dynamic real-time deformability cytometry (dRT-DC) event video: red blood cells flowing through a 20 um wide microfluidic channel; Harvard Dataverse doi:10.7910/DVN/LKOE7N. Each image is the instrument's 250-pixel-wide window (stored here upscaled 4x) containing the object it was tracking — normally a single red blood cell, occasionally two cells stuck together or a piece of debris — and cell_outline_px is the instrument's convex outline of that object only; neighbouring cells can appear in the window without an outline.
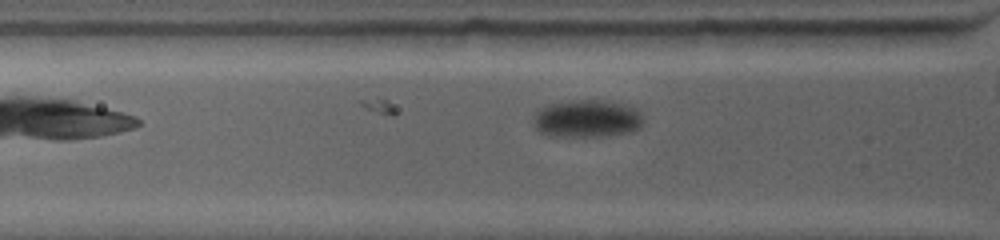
{"species": "common noctule bat (a hibernating species)", "species_latin": "Nyctalus noctula", "temperature_condition": "warm", "stored_images_in_passage": 15, "camera_frame_rate_fps": 4500, "um_per_image_px": 0.085, "animal": {"sex": "female", "body_mass_g": 19.0, "forearm_length_mm": 53.3}, "frame": {"image": 1, "passage_image": 7, "time_ms": 2.889, "image_size_px": [1000, 240], "cell_outline_px": [[644, 120], [640, 128], [632, 132], [608, 136], [548, 136], [540, 132], [536, 128], [532, 120], [536, 112], [540, 108], [548, 104], [572, 100], [600, 100], [620, 104], [632, 108], [640, 112]], "centroid_in_image_um": [49.88, 10.1], "position_along_channel_um": 75.9, "area_um2": 24.16}}
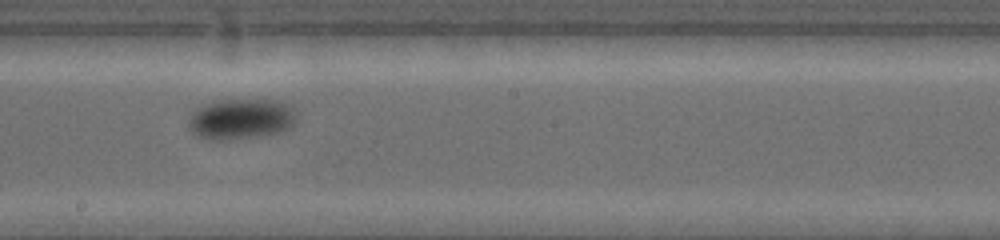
{"frame": {"image": 2, "passage_image": 13, "time_ms": 7.333, "image_size_px": [1000, 240], "cell_outline_px": [[296, 120], [292, 128], [280, 132], [256, 136], [224, 140], [208, 140], [196, 136], [188, 128], [188, 120], [192, 112], [196, 108], [212, 100], [256, 96], [280, 100], [292, 104], [296, 116]], "centroid_in_image_um": [20.5, 10.04], "position_along_channel_um": 227.7, "area_um2": 27.05}}
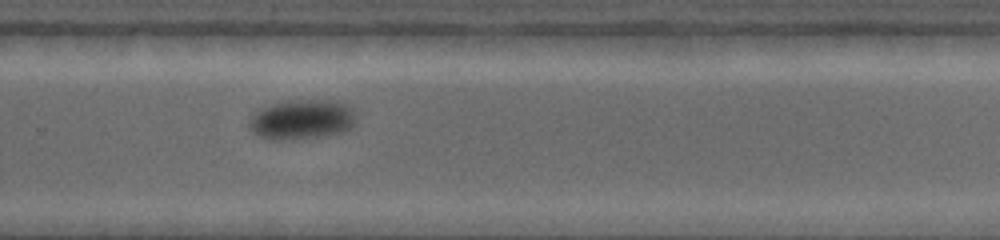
{"frame": {"image": 3, "passage_image": 15, "time_ms": 9.556, "image_size_px": [1000, 240], "cell_outline_px": [[356, 120], [352, 128], [344, 132], [324, 136], [288, 140], [268, 140], [256, 136], [248, 128], [248, 120], [256, 112], [272, 104], [292, 100], [336, 100], [348, 104], [356, 108]], "centroid_in_image_um": [25.71, 10.17], "position_along_channel_um": 304.1, "area_um2": 25.49}}